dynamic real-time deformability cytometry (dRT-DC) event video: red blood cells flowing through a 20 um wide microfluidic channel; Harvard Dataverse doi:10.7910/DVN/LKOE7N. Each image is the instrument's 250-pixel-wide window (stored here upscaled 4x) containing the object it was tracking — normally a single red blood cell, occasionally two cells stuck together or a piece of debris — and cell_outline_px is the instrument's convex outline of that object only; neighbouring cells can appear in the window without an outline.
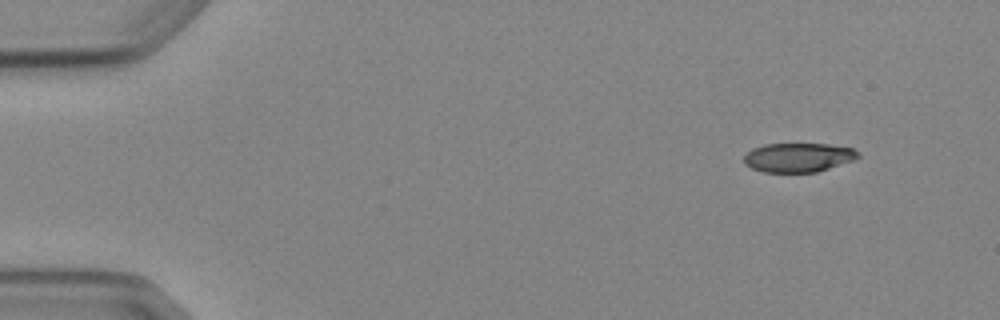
{"species": "Egyptian fruit bat (a non-hibernating species)", "species_latin": "Rousettus aegyptiacus", "temperature_condition": "cold", "stored_images_in_passage": 4, "camera_frame_rate_fps": 3000, "um_per_image_px": 0.085, "animal": {"sex": "female"}, "frame": {"image": 1, "passage_image": 1, "time_ms": 0.0, "image_size_px": [1000, 320], "cell_outline_px": [[860, 156], [852, 160], [816, 172], [764, 172], [752, 168], [744, 164], [744, 156], [752, 148], [764, 144], [828, 144], [852, 148], [860, 152]], "centroid_in_image_um": [67.83, 13.38], "position_along_channel_um": 17.2, "area_um2": 19.25}}
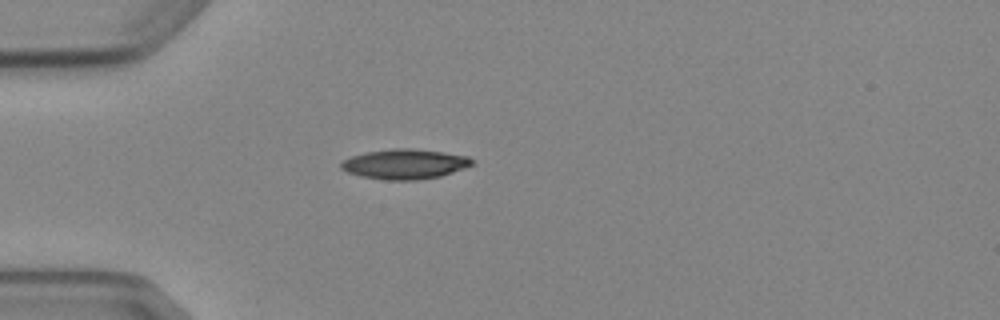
{"frame": {"image": 2, "passage_image": 3, "time_ms": 3.333, "image_size_px": [1000, 320], "cell_outline_px": [[476, 164], [440, 176], [416, 180], [388, 180], [360, 176], [348, 172], [340, 168], [340, 164], [344, 160], [352, 156], [368, 152], [392, 148], [412, 148], [444, 152], [468, 156]], "centroid_in_image_um": [34.43, 13.94], "position_along_channel_um": 50.6, "area_um2": 22.77}}